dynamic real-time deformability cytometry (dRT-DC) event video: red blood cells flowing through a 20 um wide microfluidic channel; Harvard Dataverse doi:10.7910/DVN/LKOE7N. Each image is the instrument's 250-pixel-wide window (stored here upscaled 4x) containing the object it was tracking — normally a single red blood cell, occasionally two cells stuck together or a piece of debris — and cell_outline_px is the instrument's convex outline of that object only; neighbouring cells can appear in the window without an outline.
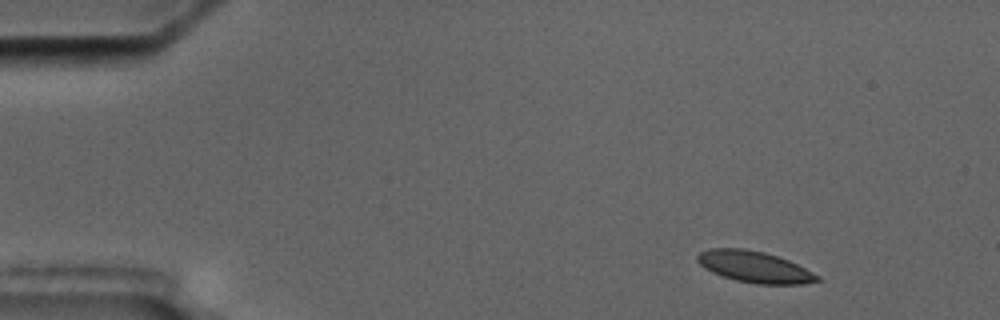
{"species": "common noctule bat (a hibernating species)", "species_latin": "Nyctalus noctula", "temperature_condition": "cold", "stored_images_in_passage": 4, "camera_frame_rate_fps": 3000, "um_per_image_px": 0.085, "animal": {"sex": "male", "body_mass_g": 17.5, "forearm_length_mm": 52.3}, "frame": {"image": 1, "passage_image": 1, "time_ms": 0.0, "image_size_px": [1000, 320], "cell_outline_px": [[820, 280], [804, 284], [756, 284], [736, 280], [712, 272], [704, 268], [696, 260], [696, 256], [700, 252], [712, 248], [744, 248], [764, 252], [788, 260], [820, 276]], "centroid_in_image_um": [64.11, 22.68], "position_along_channel_um": 20.9, "area_um2": 21.73}}
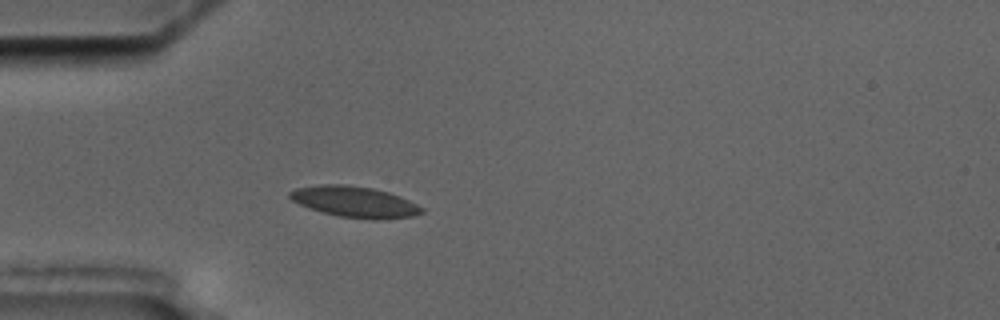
{"frame": {"image": 2, "passage_image": 4, "time_ms": 3.333, "image_size_px": [1000, 320], "cell_outline_px": [[424, 212], [412, 216], [376, 220], [372, 220], [340, 216], [320, 212], [308, 208], [292, 200], [288, 196], [288, 192], [296, 188], [320, 184], [348, 184], [372, 188], [388, 192], [400, 196], [424, 208]], "centroid_in_image_um": [30.13, 17.15], "position_along_channel_um": 54.9, "area_um2": 23.93}}